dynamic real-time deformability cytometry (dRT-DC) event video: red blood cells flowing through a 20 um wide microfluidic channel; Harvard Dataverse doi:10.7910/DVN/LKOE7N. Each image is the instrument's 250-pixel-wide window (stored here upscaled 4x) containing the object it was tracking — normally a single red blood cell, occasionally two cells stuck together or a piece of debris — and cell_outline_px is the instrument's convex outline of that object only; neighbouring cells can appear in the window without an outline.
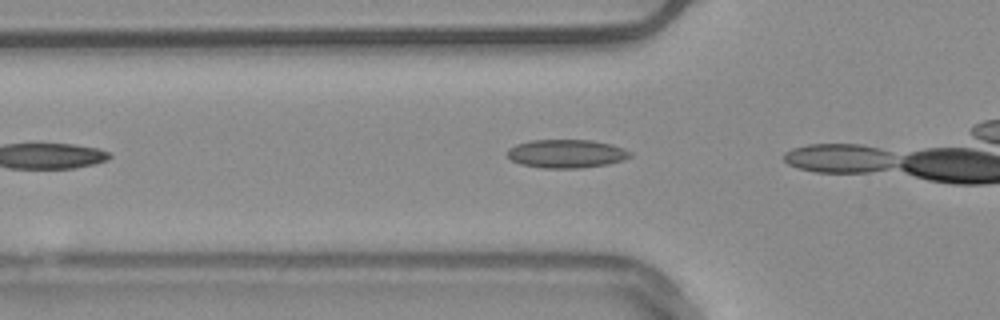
{"species": "common noctule bat (a hibernating species)", "species_latin": "Nyctalus noctula", "temperature_condition": "warm", "stored_images_in_passage": 3, "camera_frame_rate_fps": 3000, "um_per_image_px": 0.085, "animal": {"sex": "male", "body_mass_g": 20.4}, "frame": {"image": 1, "passage_image": 2, "time_ms": 0.333, "image_size_px": [1000, 320], "cell_outline_px": [[632, 156], [624, 160], [608, 164], [580, 168], [540, 168], [520, 164], [512, 160], [504, 152], [508, 148], [516, 144], [532, 140], [592, 140], [612, 144], [624, 148], [632, 152]], "centroid_in_image_um": [48.15, 13.06], "position_along_channel_um": 77.7, "area_um2": 20.63}}